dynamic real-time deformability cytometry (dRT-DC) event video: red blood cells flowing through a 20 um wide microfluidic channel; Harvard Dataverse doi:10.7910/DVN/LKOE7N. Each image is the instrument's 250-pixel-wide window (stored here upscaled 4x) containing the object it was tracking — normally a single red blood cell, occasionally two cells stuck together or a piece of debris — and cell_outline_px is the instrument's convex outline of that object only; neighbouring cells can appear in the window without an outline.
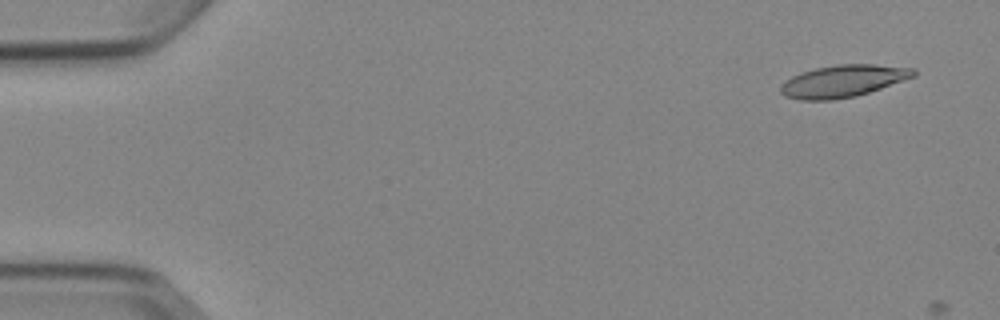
{"species": "Egyptian fruit bat (a non-hibernating species)", "species_latin": "Rousettus aegyptiacus", "temperature_condition": "cold", "stored_images_in_passage": 2, "camera_frame_rate_fps": 3000, "um_per_image_px": 0.085, "animal": {"sex": "female"}, "frame": {"image": 1, "passage_image": 1, "time_ms": 0.0, "image_size_px": [1000, 320], "cell_outline_px": [[916, 76], [856, 96], [832, 100], [800, 100], [784, 96], [780, 92], [780, 84], [792, 76], [816, 68], [836, 64], [872, 64], [916, 68]], "centroid_in_image_um": [71.65, 6.89], "position_along_channel_um": 13.3, "area_um2": 24.85}}